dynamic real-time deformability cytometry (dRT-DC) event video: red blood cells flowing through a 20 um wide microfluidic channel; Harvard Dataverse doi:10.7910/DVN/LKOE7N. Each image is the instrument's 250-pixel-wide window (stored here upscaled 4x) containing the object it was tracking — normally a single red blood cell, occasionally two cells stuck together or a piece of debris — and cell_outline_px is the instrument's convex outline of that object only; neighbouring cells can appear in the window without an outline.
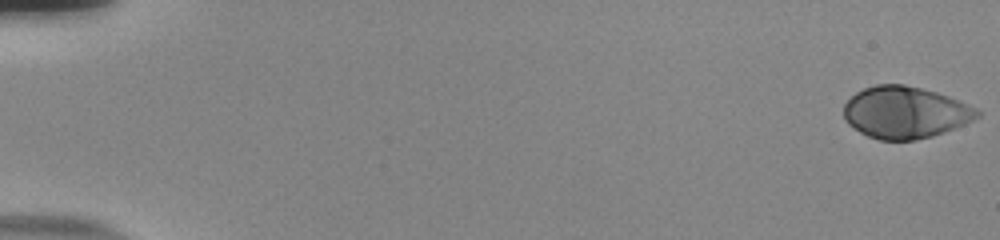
{"species": "human", "species_latin": "Homo sapiens", "temperature_condition": "room temperature", "stored_images_in_passage": 55, "camera_frame_rate_fps": 3000, "um_per_image_px": 0.085, "donor": {"sex": "male"}, "frame": {"image": 1, "passage_image": 1, "time_ms": 0.0, "image_size_px": [1000, 240], "cell_outline_px": [[980, 116], [964, 124], [944, 132], [932, 136], [916, 140], [880, 140], [868, 136], [860, 132], [848, 124], [844, 120], [844, 104], [856, 92], [864, 88], [876, 84], [904, 84], [936, 92], [948, 96], [968, 104], [976, 108], [980, 112]], "centroid_in_image_um": [76.92, 9.55], "position_along_channel_um": 8.1, "area_um2": 40.29}}
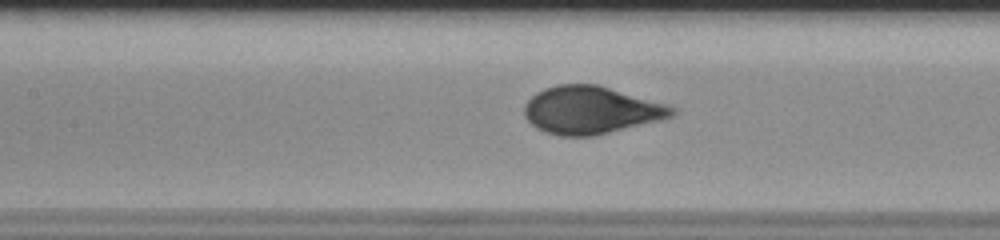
{"frame": {"image": 2, "passage_image": 27, "time_ms": 8.667, "image_size_px": [1000, 240], "cell_outline_px": [[676, 116], [664, 120], [596, 136], [560, 136], [544, 132], [536, 128], [524, 116], [524, 104], [536, 92], [544, 88], [556, 84], [596, 84], [668, 104], [676, 108]], "centroid_in_image_um": [50.27, 9.37], "position_along_channel_um": 157.1, "area_um2": 41.62}}
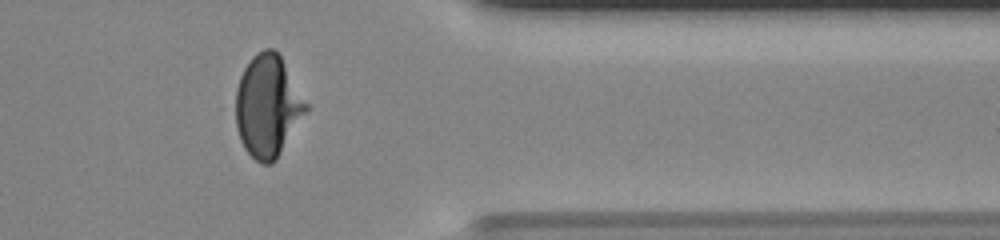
{"frame": {"image": 3, "passage_image": 46, "time_ms": 15.0, "image_size_px": [1000, 240], "cell_outline_px": [[308, 108], [276, 160], [272, 164], [260, 164], [244, 148], [240, 140], [228, 108], [240, 76], [244, 68], [252, 56], [256, 52], [264, 48], [276, 48], [308, 104]], "centroid_in_image_um": [22.65, 9.0], "position_along_channel_um": 388.7, "area_um2": 43.0}, "authors_computed_cell_mechanics": {"area_um2": 40.3444, "velocity_mm_per_s": 3.8154, "shape_relaxation_time_tau1_ms": 4.1732, "shape_relaxation_time_tau2_ms": null, "deformation_change_tau1": 0.2122, "deformation_change_tau2": null}}